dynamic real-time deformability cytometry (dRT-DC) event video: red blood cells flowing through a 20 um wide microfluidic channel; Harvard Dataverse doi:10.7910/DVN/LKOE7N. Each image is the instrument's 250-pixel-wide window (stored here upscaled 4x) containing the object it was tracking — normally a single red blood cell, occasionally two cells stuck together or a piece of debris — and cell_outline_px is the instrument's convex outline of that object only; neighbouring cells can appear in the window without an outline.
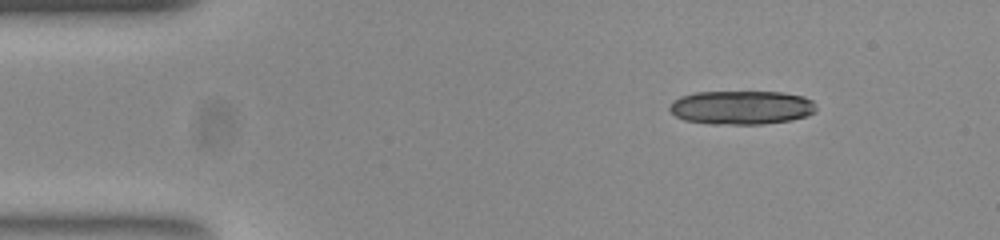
{"species": "common noctule bat (a hibernating species)", "species_latin": "Nyctalus noctula", "temperature_condition": "room temperature", "stored_images_in_passage": 20, "camera_frame_rate_fps": 3000, "um_per_image_px": 0.085, "animal": {"sex": "female", "body_mass_g": 23.0, "forearm_length_mm": 53.4}, "frame": {"image": 1, "passage_image": 1, "time_ms": 0.0, "image_size_px": [1000, 240], "cell_outline_px": [[816, 112], [808, 116], [792, 120], [764, 124], [712, 124], [684, 120], [676, 116], [668, 108], [672, 100], [680, 96], [696, 92], [780, 92], [804, 96], [812, 100], [816, 104]], "centroid_in_image_um": [63.04, 9.14], "position_along_channel_um": 22.0, "area_um2": 29.19}}